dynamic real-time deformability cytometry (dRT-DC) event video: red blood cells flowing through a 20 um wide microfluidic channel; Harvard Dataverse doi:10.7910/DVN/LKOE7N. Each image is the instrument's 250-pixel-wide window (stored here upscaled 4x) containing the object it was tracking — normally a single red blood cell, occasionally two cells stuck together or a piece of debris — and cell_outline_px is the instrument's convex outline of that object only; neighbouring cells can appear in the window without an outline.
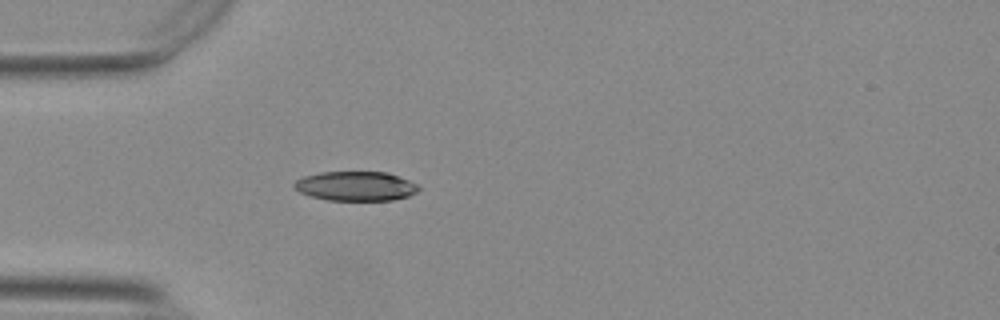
{"species": "Egyptian fruit bat (a non-hibernating species)", "species_latin": "Rousettus aegyptiacus", "temperature_condition": "warm", "stored_images_in_passage": 40, "camera_frame_rate_fps": 3000, "um_per_image_px": 0.085, "animal": {"sex": "female"}, "frame": {"image": 1, "passage_image": 1, "time_ms": 0.0, "image_size_px": [1000, 320], "cell_outline_px": [[420, 188], [416, 192], [408, 196], [392, 200], [328, 200], [312, 196], [300, 192], [292, 184], [296, 180], [304, 176], [320, 172], [388, 172], [408, 180], [416, 184]], "centroid_in_image_um": [30.23, 15.81], "position_along_channel_um": 54.8, "area_um2": 21.15}}
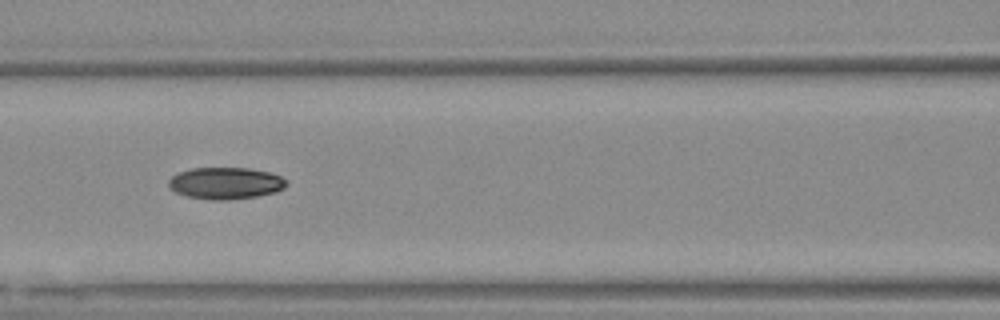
{"frame": {"image": 2, "passage_image": 9, "time_ms": 2.667, "image_size_px": [1000, 320], "cell_outline_px": [[288, 184], [284, 188], [276, 192], [256, 196], [228, 200], [212, 200], [188, 196], [176, 192], [168, 188], [168, 180], [172, 176], [180, 172], [192, 168], [248, 168], [268, 172], [280, 176], [288, 180]], "centroid_in_image_um": [19.18, 15.57], "position_along_channel_um": 147.4, "area_um2": 21.85}}
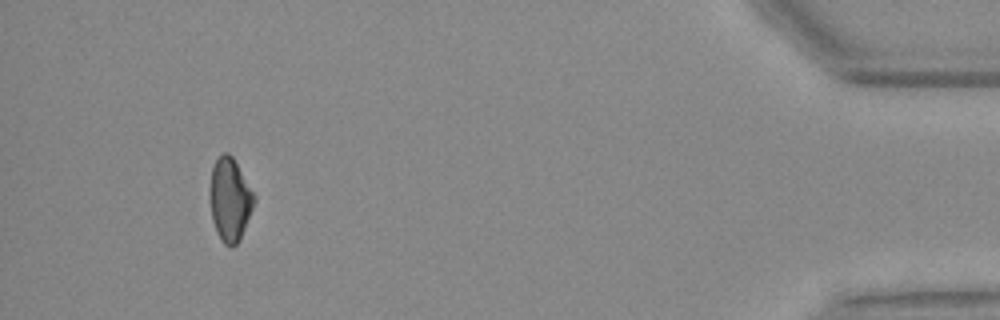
{"frame": {"image": 3, "passage_image": 36, "time_ms": 11.667, "image_size_px": [1000, 320], "cell_outline_px": [[256, 200], [240, 240], [232, 248], [224, 244], [220, 240], [216, 232], [212, 220], [212, 168], [216, 160], [224, 152], [228, 152], [232, 156], [256, 196]], "centroid_in_image_um": [19.58, 17.01], "position_along_channel_um": 415.6, "area_um2": 20.98}, "authors_computed_cell_mechanics": {"area_um2": 21.5883, "velocity_mm_per_s": 3.7356, "shape_relaxation_time_tau1_ms": 8.9453, "shape_relaxation_time_tau2_ms": 4.3132, "deformation_change_tau1": 0.1946, "deformation_change_tau2": 0.0763}}